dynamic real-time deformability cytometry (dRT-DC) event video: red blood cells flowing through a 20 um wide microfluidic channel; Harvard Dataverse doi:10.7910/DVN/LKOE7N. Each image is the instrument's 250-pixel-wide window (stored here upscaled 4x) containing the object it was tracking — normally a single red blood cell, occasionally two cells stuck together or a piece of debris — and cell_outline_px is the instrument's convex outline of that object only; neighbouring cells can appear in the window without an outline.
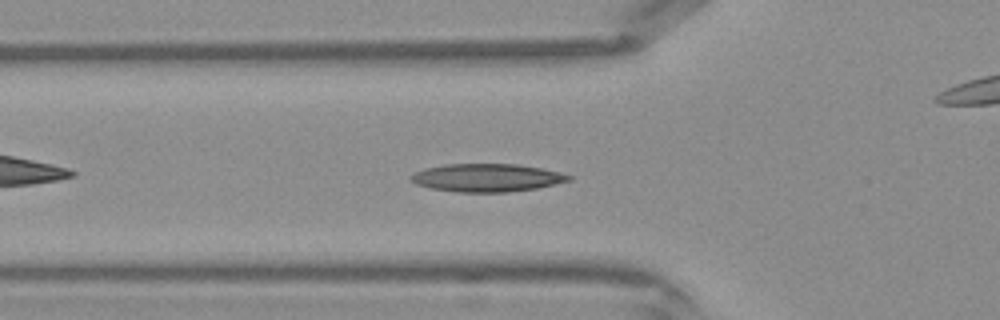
{"species": "Egyptian fruit bat (a non-hibernating species)", "species_latin": "Rousettus aegyptiacus", "temperature_condition": "warm", "stored_images_in_passage": 35, "camera_frame_rate_fps": 3000, "um_per_image_px": 0.085, "frame": {"image": 1, "passage_image": 6, "time_ms": 1.667, "image_size_px": [1000, 320], "cell_outline_px": [[572, 180], [536, 188], [508, 192], [456, 192], [428, 188], [416, 184], [408, 180], [408, 176], [424, 168], [444, 164], [520, 164], [540, 168], [572, 176]], "centroid_in_image_um": [41.31, 15.11], "position_along_channel_um": 84.5, "area_um2": 25.84}}
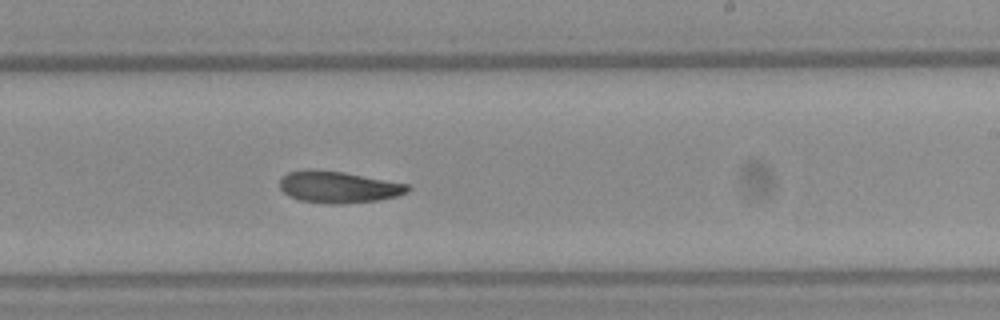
{"frame": {"image": 2, "passage_image": 17, "time_ms": 5.333, "image_size_px": [1000, 320], "cell_outline_px": [[412, 188], [408, 192], [396, 196], [380, 200], [340, 204], [328, 204], [300, 200], [288, 196], [280, 188], [280, 176], [288, 172], [304, 168], [312, 168], [344, 172], [408, 184]], "centroid_in_image_um": [28.73, 15.88], "position_along_channel_um": 260.3, "area_um2": 23.99}}
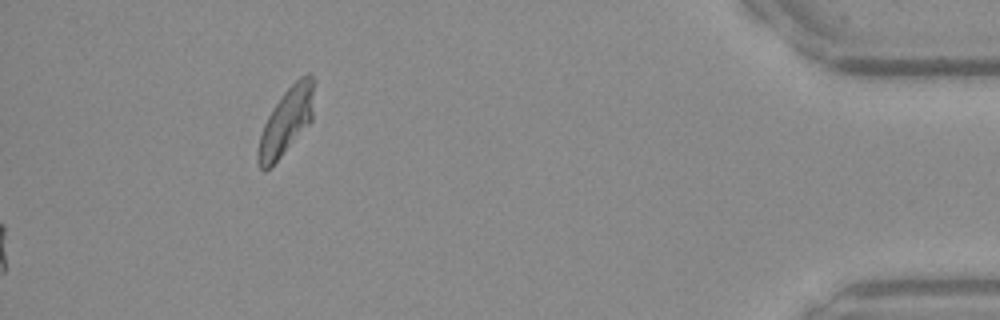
{"frame": {"image": 3, "passage_image": 35, "time_ms": 11.333, "image_size_px": [1000, 320], "cell_outline_px": [[316, 80], [312, 120], [280, 156], [264, 172], [260, 168], [256, 160], [256, 152], [260, 136], [264, 124], [272, 108], [284, 92], [300, 76], [308, 72]], "centroid_in_image_um": [24.35, 10.25], "position_along_channel_um": 410.8, "area_um2": 21.73}}